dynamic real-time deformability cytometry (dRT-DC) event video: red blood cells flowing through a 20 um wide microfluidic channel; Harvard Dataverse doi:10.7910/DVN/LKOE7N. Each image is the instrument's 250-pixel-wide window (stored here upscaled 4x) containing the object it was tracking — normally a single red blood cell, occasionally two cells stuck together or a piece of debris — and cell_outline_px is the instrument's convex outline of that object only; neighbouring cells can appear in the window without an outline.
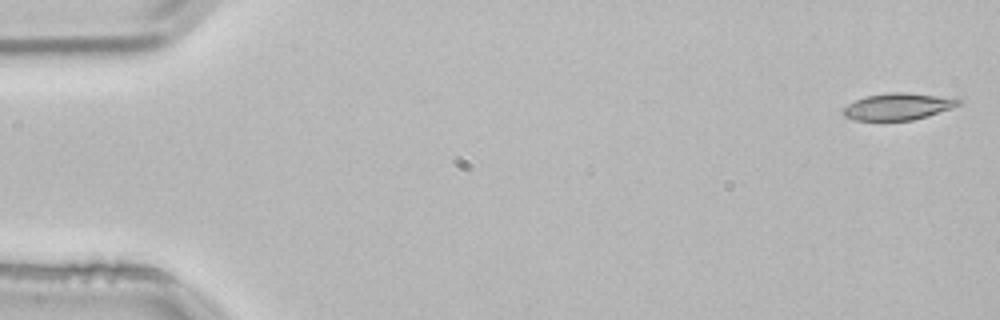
{"species": "common noctule bat (a hibernating species)", "species_latin": "Nyctalus noctula", "temperature_condition": "room temperature", "stored_images_in_passage": 4, "camera_frame_rate_fps": 3000, "um_per_image_px": 0.085, "animal": {"sex": "male", "body_mass_g": 21.5, "forearm_length_mm": 52.0}, "frame": {"image": 1, "passage_image": 1, "time_ms": 0.0, "image_size_px": [1000, 320], "cell_outline_px": [[964, 104], [928, 116], [912, 120], [856, 120], [844, 116], [840, 112], [848, 104], [856, 100], [868, 96], [888, 92], [904, 92], [960, 100]], "centroid_in_image_um": [76.3, 9.07], "position_along_channel_um": 8.7, "area_um2": 17.69}}
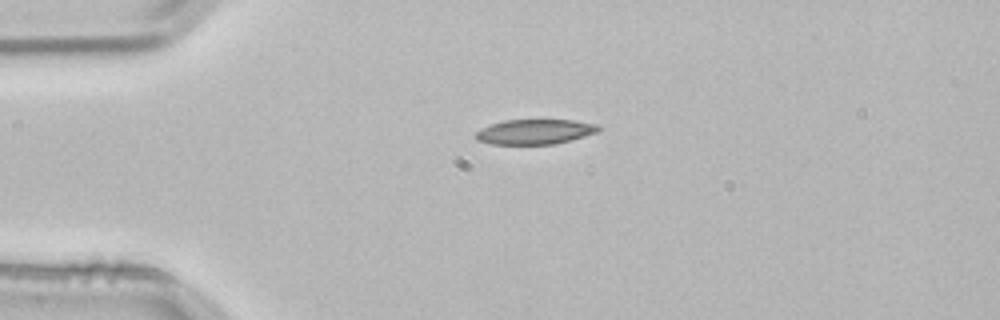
{"frame": {"image": 2, "passage_image": 3, "time_ms": 0.667, "image_size_px": [1000, 320], "cell_outline_px": [[600, 128], [596, 132], [584, 136], [552, 144], [492, 144], [476, 140], [476, 132], [480, 128], [504, 120], [572, 120], [596, 124]], "centroid_in_image_um": [45.42, 11.19], "position_along_channel_um": 39.6, "area_um2": 17.57}}